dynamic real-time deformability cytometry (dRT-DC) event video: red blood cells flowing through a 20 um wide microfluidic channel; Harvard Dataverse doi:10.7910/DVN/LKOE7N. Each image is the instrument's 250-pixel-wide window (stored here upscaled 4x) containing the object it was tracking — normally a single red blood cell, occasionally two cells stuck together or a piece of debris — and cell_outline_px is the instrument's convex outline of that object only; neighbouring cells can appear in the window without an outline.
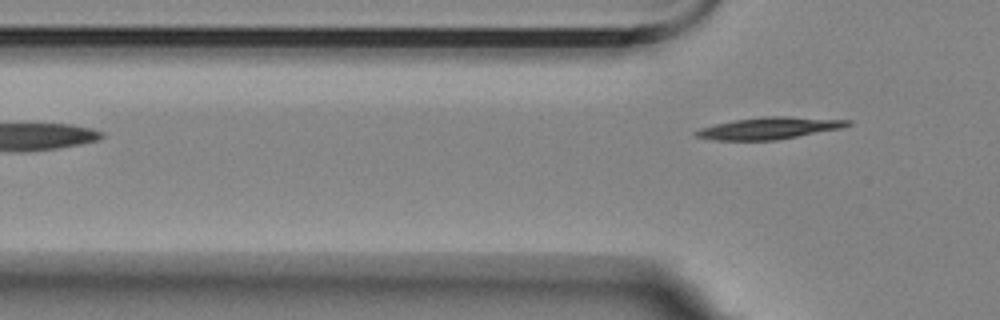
{"species": "Egyptian fruit bat (a non-hibernating species)", "species_latin": "Rousettus aegyptiacus", "temperature_condition": "room temperature", "stored_images_in_passage": 6, "camera_frame_rate_fps": 3000, "um_per_image_px": 0.085, "animal": {"sex": "female"}, "frame": {"image": 1, "passage_image": 6, "time_ms": 7.0, "image_size_px": [1000, 320], "cell_outline_px": [[852, 124], [840, 128], [776, 140], [712, 140], [696, 136], [692, 132], [700, 128], [716, 124], [736, 120], [760, 116], [788, 116], [852, 120]], "centroid_in_image_um": [65.37, 10.88], "position_along_channel_um": 60.4, "area_um2": 19.25}}